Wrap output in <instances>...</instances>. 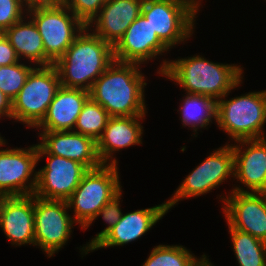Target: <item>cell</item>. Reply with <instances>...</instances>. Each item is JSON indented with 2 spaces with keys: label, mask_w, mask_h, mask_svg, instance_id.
<instances>
[{
  "label": "cell",
  "mask_w": 266,
  "mask_h": 266,
  "mask_svg": "<svg viewBox=\"0 0 266 266\" xmlns=\"http://www.w3.org/2000/svg\"><path fill=\"white\" fill-rule=\"evenodd\" d=\"M197 10L186 0H144L141 14L168 48L192 35Z\"/></svg>",
  "instance_id": "obj_8"
},
{
  "label": "cell",
  "mask_w": 266,
  "mask_h": 266,
  "mask_svg": "<svg viewBox=\"0 0 266 266\" xmlns=\"http://www.w3.org/2000/svg\"><path fill=\"white\" fill-rule=\"evenodd\" d=\"M110 117L99 103L89 98L76 120L73 131L97 141L102 136Z\"/></svg>",
  "instance_id": "obj_25"
},
{
  "label": "cell",
  "mask_w": 266,
  "mask_h": 266,
  "mask_svg": "<svg viewBox=\"0 0 266 266\" xmlns=\"http://www.w3.org/2000/svg\"><path fill=\"white\" fill-rule=\"evenodd\" d=\"M26 12L33 8L54 7L63 4L64 0H21Z\"/></svg>",
  "instance_id": "obj_32"
},
{
  "label": "cell",
  "mask_w": 266,
  "mask_h": 266,
  "mask_svg": "<svg viewBox=\"0 0 266 266\" xmlns=\"http://www.w3.org/2000/svg\"><path fill=\"white\" fill-rule=\"evenodd\" d=\"M6 142L5 139H3V137L0 136V146L4 145L5 146Z\"/></svg>",
  "instance_id": "obj_36"
},
{
  "label": "cell",
  "mask_w": 266,
  "mask_h": 266,
  "mask_svg": "<svg viewBox=\"0 0 266 266\" xmlns=\"http://www.w3.org/2000/svg\"><path fill=\"white\" fill-rule=\"evenodd\" d=\"M61 87L54 65L34 67L12 102V119L37 127L47 114L50 103Z\"/></svg>",
  "instance_id": "obj_6"
},
{
  "label": "cell",
  "mask_w": 266,
  "mask_h": 266,
  "mask_svg": "<svg viewBox=\"0 0 266 266\" xmlns=\"http://www.w3.org/2000/svg\"><path fill=\"white\" fill-rule=\"evenodd\" d=\"M169 49L160 41L149 21L141 14L113 46L114 60L143 64Z\"/></svg>",
  "instance_id": "obj_15"
},
{
  "label": "cell",
  "mask_w": 266,
  "mask_h": 266,
  "mask_svg": "<svg viewBox=\"0 0 266 266\" xmlns=\"http://www.w3.org/2000/svg\"><path fill=\"white\" fill-rule=\"evenodd\" d=\"M186 95L178 111H180L183 126L192 127L195 132L194 136H197L196 131L200 127L208 126L213 118L216 121L217 102L208 96Z\"/></svg>",
  "instance_id": "obj_23"
},
{
  "label": "cell",
  "mask_w": 266,
  "mask_h": 266,
  "mask_svg": "<svg viewBox=\"0 0 266 266\" xmlns=\"http://www.w3.org/2000/svg\"><path fill=\"white\" fill-rule=\"evenodd\" d=\"M139 64L113 61L94 82L90 98L99 103L111 117L145 116V76Z\"/></svg>",
  "instance_id": "obj_2"
},
{
  "label": "cell",
  "mask_w": 266,
  "mask_h": 266,
  "mask_svg": "<svg viewBox=\"0 0 266 266\" xmlns=\"http://www.w3.org/2000/svg\"><path fill=\"white\" fill-rule=\"evenodd\" d=\"M89 98L87 90L61 86L50 103L46 116L36 128H42L43 131H73Z\"/></svg>",
  "instance_id": "obj_21"
},
{
  "label": "cell",
  "mask_w": 266,
  "mask_h": 266,
  "mask_svg": "<svg viewBox=\"0 0 266 266\" xmlns=\"http://www.w3.org/2000/svg\"><path fill=\"white\" fill-rule=\"evenodd\" d=\"M37 163V144L27 149L0 150V197L34 194L37 183L34 168Z\"/></svg>",
  "instance_id": "obj_12"
},
{
  "label": "cell",
  "mask_w": 266,
  "mask_h": 266,
  "mask_svg": "<svg viewBox=\"0 0 266 266\" xmlns=\"http://www.w3.org/2000/svg\"><path fill=\"white\" fill-rule=\"evenodd\" d=\"M19 22L6 29L3 34L8 39L18 58H26L37 66H45V51L43 40L34 22Z\"/></svg>",
  "instance_id": "obj_22"
},
{
  "label": "cell",
  "mask_w": 266,
  "mask_h": 266,
  "mask_svg": "<svg viewBox=\"0 0 266 266\" xmlns=\"http://www.w3.org/2000/svg\"><path fill=\"white\" fill-rule=\"evenodd\" d=\"M233 144L213 151L197 166L179 185L177 191L166 201L167 209H171L183 198H191L208 193L218 187L227 178L234 176Z\"/></svg>",
  "instance_id": "obj_10"
},
{
  "label": "cell",
  "mask_w": 266,
  "mask_h": 266,
  "mask_svg": "<svg viewBox=\"0 0 266 266\" xmlns=\"http://www.w3.org/2000/svg\"><path fill=\"white\" fill-rule=\"evenodd\" d=\"M46 155L47 164L37 171L34 195L46 200L66 201L88 169L77 161L53 154H38V161Z\"/></svg>",
  "instance_id": "obj_11"
},
{
  "label": "cell",
  "mask_w": 266,
  "mask_h": 266,
  "mask_svg": "<svg viewBox=\"0 0 266 266\" xmlns=\"http://www.w3.org/2000/svg\"><path fill=\"white\" fill-rule=\"evenodd\" d=\"M70 12L64 4L33 8L27 12L29 13L27 19L30 18L34 22L42 37L45 66L53 65L61 58L86 27Z\"/></svg>",
  "instance_id": "obj_7"
},
{
  "label": "cell",
  "mask_w": 266,
  "mask_h": 266,
  "mask_svg": "<svg viewBox=\"0 0 266 266\" xmlns=\"http://www.w3.org/2000/svg\"><path fill=\"white\" fill-rule=\"evenodd\" d=\"M117 165L103 164L88 170L71 196L66 200L74 209L73 219L84 229L98 211L122 188Z\"/></svg>",
  "instance_id": "obj_5"
},
{
  "label": "cell",
  "mask_w": 266,
  "mask_h": 266,
  "mask_svg": "<svg viewBox=\"0 0 266 266\" xmlns=\"http://www.w3.org/2000/svg\"><path fill=\"white\" fill-rule=\"evenodd\" d=\"M0 227L12 245H34V194L0 197Z\"/></svg>",
  "instance_id": "obj_17"
},
{
  "label": "cell",
  "mask_w": 266,
  "mask_h": 266,
  "mask_svg": "<svg viewBox=\"0 0 266 266\" xmlns=\"http://www.w3.org/2000/svg\"><path fill=\"white\" fill-rule=\"evenodd\" d=\"M207 256L205 255L196 266H213L209 259L206 258Z\"/></svg>",
  "instance_id": "obj_34"
},
{
  "label": "cell",
  "mask_w": 266,
  "mask_h": 266,
  "mask_svg": "<svg viewBox=\"0 0 266 266\" xmlns=\"http://www.w3.org/2000/svg\"><path fill=\"white\" fill-rule=\"evenodd\" d=\"M113 61V46L85 27L53 65L62 87L90 91Z\"/></svg>",
  "instance_id": "obj_3"
},
{
  "label": "cell",
  "mask_w": 266,
  "mask_h": 266,
  "mask_svg": "<svg viewBox=\"0 0 266 266\" xmlns=\"http://www.w3.org/2000/svg\"><path fill=\"white\" fill-rule=\"evenodd\" d=\"M122 190H120L115 196H113L96 214V217L84 228L87 229L94 220L98 216H102L104 221L108 224V227H106L104 230L96 234V236L87 243V246H83L81 251V254H88V252L92 249V247L111 229L113 228L121 219L122 212L120 209V199L122 196L121 193Z\"/></svg>",
  "instance_id": "obj_28"
},
{
  "label": "cell",
  "mask_w": 266,
  "mask_h": 266,
  "mask_svg": "<svg viewBox=\"0 0 266 266\" xmlns=\"http://www.w3.org/2000/svg\"><path fill=\"white\" fill-rule=\"evenodd\" d=\"M20 62L15 49L3 33H0V66H9Z\"/></svg>",
  "instance_id": "obj_31"
},
{
  "label": "cell",
  "mask_w": 266,
  "mask_h": 266,
  "mask_svg": "<svg viewBox=\"0 0 266 266\" xmlns=\"http://www.w3.org/2000/svg\"><path fill=\"white\" fill-rule=\"evenodd\" d=\"M217 101L216 122L235 142L265 138L266 90Z\"/></svg>",
  "instance_id": "obj_4"
},
{
  "label": "cell",
  "mask_w": 266,
  "mask_h": 266,
  "mask_svg": "<svg viewBox=\"0 0 266 266\" xmlns=\"http://www.w3.org/2000/svg\"><path fill=\"white\" fill-rule=\"evenodd\" d=\"M33 68L19 62L9 66H0V90L12 101L24 86Z\"/></svg>",
  "instance_id": "obj_27"
},
{
  "label": "cell",
  "mask_w": 266,
  "mask_h": 266,
  "mask_svg": "<svg viewBox=\"0 0 266 266\" xmlns=\"http://www.w3.org/2000/svg\"><path fill=\"white\" fill-rule=\"evenodd\" d=\"M67 201L46 200L34 195V245L48 257L63 248L76 222L68 214Z\"/></svg>",
  "instance_id": "obj_9"
},
{
  "label": "cell",
  "mask_w": 266,
  "mask_h": 266,
  "mask_svg": "<svg viewBox=\"0 0 266 266\" xmlns=\"http://www.w3.org/2000/svg\"><path fill=\"white\" fill-rule=\"evenodd\" d=\"M168 212L166 202L151 208L122 214L120 221L111 228L90 251L99 248L122 246L139 239Z\"/></svg>",
  "instance_id": "obj_19"
},
{
  "label": "cell",
  "mask_w": 266,
  "mask_h": 266,
  "mask_svg": "<svg viewBox=\"0 0 266 266\" xmlns=\"http://www.w3.org/2000/svg\"><path fill=\"white\" fill-rule=\"evenodd\" d=\"M143 2L144 0H107L86 27L95 26L92 33L114 46L141 15Z\"/></svg>",
  "instance_id": "obj_18"
},
{
  "label": "cell",
  "mask_w": 266,
  "mask_h": 266,
  "mask_svg": "<svg viewBox=\"0 0 266 266\" xmlns=\"http://www.w3.org/2000/svg\"><path fill=\"white\" fill-rule=\"evenodd\" d=\"M144 117H110L102 136L97 140V151L103 164L118 165L116 158L113 159L115 151L142 143L143 127L139 120Z\"/></svg>",
  "instance_id": "obj_20"
},
{
  "label": "cell",
  "mask_w": 266,
  "mask_h": 266,
  "mask_svg": "<svg viewBox=\"0 0 266 266\" xmlns=\"http://www.w3.org/2000/svg\"><path fill=\"white\" fill-rule=\"evenodd\" d=\"M239 266H266V242L228 225Z\"/></svg>",
  "instance_id": "obj_24"
},
{
  "label": "cell",
  "mask_w": 266,
  "mask_h": 266,
  "mask_svg": "<svg viewBox=\"0 0 266 266\" xmlns=\"http://www.w3.org/2000/svg\"><path fill=\"white\" fill-rule=\"evenodd\" d=\"M187 58L164 60L158 70L186 94L208 96L217 102L242 82L243 69L238 65L213 63L200 55Z\"/></svg>",
  "instance_id": "obj_1"
},
{
  "label": "cell",
  "mask_w": 266,
  "mask_h": 266,
  "mask_svg": "<svg viewBox=\"0 0 266 266\" xmlns=\"http://www.w3.org/2000/svg\"><path fill=\"white\" fill-rule=\"evenodd\" d=\"M41 143L37 144L38 154H53L83 164L88 170L103 165L97 141L74 131H41Z\"/></svg>",
  "instance_id": "obj_14"
},
{
  "label": "cell",
  "mask_w": 266,
  "mask_h": 266,
  "mask_svg": "<svg viewBox=\"0 0 266 266\" xmlns=\"http://www.w3.org/2000/svg\"><path fill=\"white\" fill-rule=\"evenodd\" d=\"M204 256L197 259L180 245H158L152 249L142 266H196Z\"/></svg>",
  "instance_id": "obj_26"
},
{
  "label": "cell",
  "mask_w": 266,
  "mask_h": 266,
  "mask_svg": "<svg viewBox=\"0 0 266 266\" xmlns=\"http://www.w3.org/2000/svg\"><path fill=\"white\" fill-rule=\"evenodd\" d=\"M186 1H188L191 5H193L198 10V8L200 6L199 0H186Z\"/></svg>",
  "instance_id": "obj_35"
},
{
  "label": "cell",
  "mask_w": 266,
  "mask_h": 266,
  "mask_svg": "<svg viewBox=\"0 0 266 266\" xmlns=\"http://www.w3.org/2000/svg\"><path fill=\"white\" fill-rule=\"evenodd\" d=\"M25 10L21 0H0V33L24 19Z\"/></svg>",
  "instance_id": "obj_30"
},
{
  "label": "cell",
  "mask_w": 266,
  "mask_h": 266,
  "mask_svg": "<svg viewBox=\"0 0 266 266\" xmlns=\"http://www.w3.org/2000/svg\"><path fill=\"white\" fill-rule=\"evenodd\" d=\"M106 2L107 0H64L63 4L87 26Z\"/></svg>",
  "instance_id": "obj_29"
},
{
  "label": "cell",
  "mask_w": 266,
  "mask_h": 266,
  "mask_svg": "<svg viewBox=\"0 0 266 266\" xmlns=\"http://www.w3.org/2000/svg\"><path fill=\"white\" fill-rule=\"evenodd\" d=\"M12 118V102L11 100L0 90V117Z\"/></svg>",
  "instance_id": "obj_33"
},
{
  "label": "cell",
  "mask_w": 266,
  "mask_h": 266,
  "mask_svg": "<svg viewBox=\"0 0 266 266\" xmlns=\"http://www.w3.org/2000/svg\"><path fill=\"white\" fill-rule=\"evenodd\" d=\"M236 143L241 145L232 146L234 178L236 177L247 189L244 190L245 188L239 186L234 187L232 191L250 192L248 190H251L254 193H266V138L240 140ZM246 145L250 146L245 148Z\"/></svg>",
  "instance_id": "obj_16"
},
{
  "label": "cell",
  "mask_w": 266,
  "mask_h": 266,
  "mask_svg": "<svg viewBox=\"0 0 266 266\" xmlns=\"http://www.w3.org/2000/svg\"><path fill=\"white\" fill-rule=\"evenodd\" d=\"M228 196H221L227 225L266 242V193L231 191Z\"/></svg>",
  "instance_id": "obj_13"
}]
</instances>
